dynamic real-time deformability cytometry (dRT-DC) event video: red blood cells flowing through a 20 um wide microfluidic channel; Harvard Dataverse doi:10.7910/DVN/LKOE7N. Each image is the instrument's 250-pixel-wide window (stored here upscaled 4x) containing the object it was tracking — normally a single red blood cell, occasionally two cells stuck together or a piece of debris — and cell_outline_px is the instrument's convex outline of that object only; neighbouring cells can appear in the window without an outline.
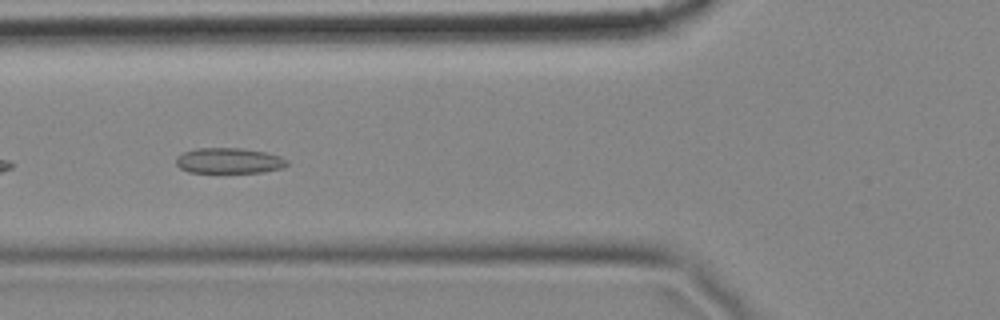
{"species": "common noctule bat (a hibernating species)", "species_latin": "Nyctalus noctula", "temperature_condition": "cold", "stored_images_in_passage": 9, "camera_frame_rate_fps": 3000, "um_per_image_px": 0.085, "animal": {"sex": "female", "body_mass_g": 18.4}, "frame": {"image": 1, "passage_image": 4, "time_ms": 1.0, "image_size_px": [1000, 320], "cell_outline_px": [[288, 164], [284, 168], [264, 172], [188, 172], [180, 168], [176, 164], [176, 156], [184, 152], [196, 148], [240, 148], [264, 152], [280, 156], [288, 160]], "centroid_in_image_um": [19.47, 13.66], "position_along_channel_um": 106.3, "area_um2": 16.53}}
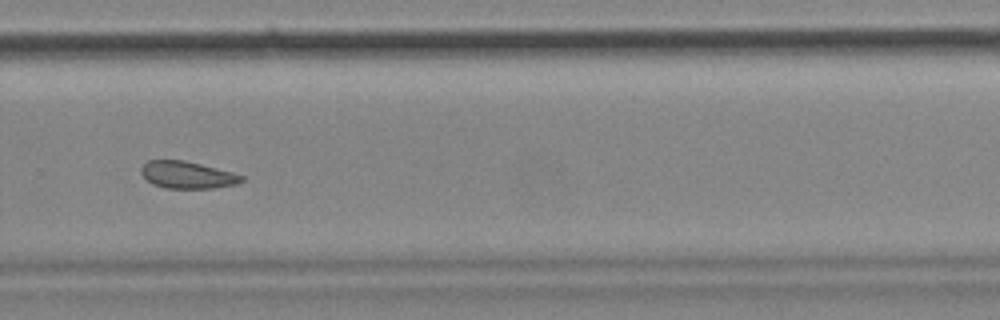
{"frame": {"image": 2, "passage_image": 9, "time_ms": 2.667, "image_size_px": [1000, 320], "cell_outline_px": [[244, 180], [236, 184], [212, 188], [164, 188], [152, 184], [140, 172], [140, 168], [148, 160], [184, 160], [232, 172], [244, 176]], "centroid_in_image_um": [15.91, 14.87], "position_along_channel_um": 313.9, "area_um2": 15.78}}